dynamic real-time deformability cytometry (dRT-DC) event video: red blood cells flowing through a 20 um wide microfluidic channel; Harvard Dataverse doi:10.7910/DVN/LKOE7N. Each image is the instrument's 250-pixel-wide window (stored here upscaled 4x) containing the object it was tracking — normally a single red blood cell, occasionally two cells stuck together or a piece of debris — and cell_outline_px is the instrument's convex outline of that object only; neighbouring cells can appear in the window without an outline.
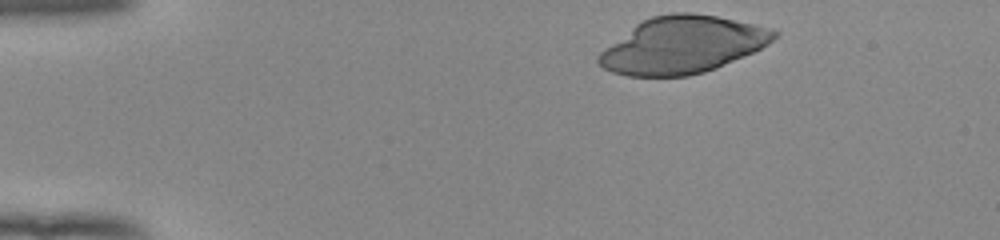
{"species": "human", "species_latin": "Homo sapiens", "temperature_condition": "room temperature", "stored_images_in_passage": 38, "camera_frame_rate_fps": 3000, "um_per_image_px": 0.085, "donor": {"sex": "female"}, "frame": {"image": 1, "passage_image": 1, "time_ms": 0.0, "image_size_px": [1000, 240], "cell_outline_px": [[780, 36], [768, 44], [752, 52], [716, 68], [704, 72], [688, 76], [628, 76], [612, 72], [604, 68], [596, 60], [596, 56], [604, 48], [636, 24], [652, 16], [672, 12], [692, 12], [716, 16], [756, 24], [772, 28], [780, 32]], "centroid_in_image_um": [58.03, 3.81], "position_along_channel_um": 27.0, "area_um2": 58.15}}